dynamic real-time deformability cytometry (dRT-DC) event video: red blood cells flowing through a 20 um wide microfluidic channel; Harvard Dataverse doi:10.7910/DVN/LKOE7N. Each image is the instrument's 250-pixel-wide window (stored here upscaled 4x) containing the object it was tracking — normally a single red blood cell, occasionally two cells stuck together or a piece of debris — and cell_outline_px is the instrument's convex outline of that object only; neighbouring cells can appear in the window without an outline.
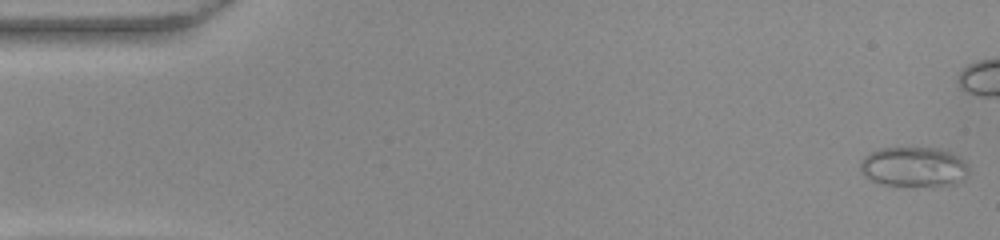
{"species": "common noctule bat (a hibernating species)", "species_latin": "Nyctalus noctula", "temperature_condition": "warm", "stored_images_in_passage": 42, "camera_frame_rate_fps": 3000, "um_per_image_px": 0.085, "animal": {"sex": "female", "body_mass_g": 22.0, "forearm_length_mm": 56.7}, "frame": {"image": 1, "passage_image": 1, "time_ms": 0.0, "image_size_px": [1000, 240], "cell_outline_px": [[968, 172], [956, 184], [936, 188], [928, 188], [880, 184], [864, 176], [860, 172], [860, 160], [864, 156], [880, 148], [940, 148], [964, 160], [968, 168]], "centroid_in_image_um": [77.65, 14.23], "position_along_channel_um": 7.3, "area_um2": 25.78}}
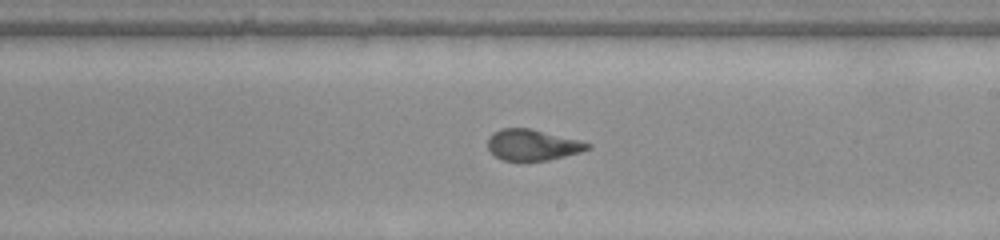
{"frame": {"image": 2, "passage_image": 30, "time_ms": 9.667, "image_size_px": [1000, 240], "cell_outline_px": [[592, 148], [580, 152], [548, 160], [500, 160], [488, 148], [488, 136], [492, 132], [500, 128], [532, 128], [592, 144]], "centroid_in_image_um": [45.24, 12.3], "position_along_channel_um": 243.8, "area_um2": 17.98}}
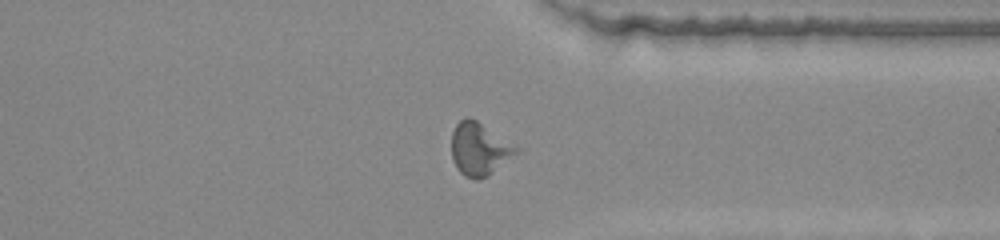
{"frame": {"image": 3, "passage_image": 40, "time_ms": 13.0, "image_size_px": [1000, 240], "cell_outline_px": [[520, 152], [488, 176], [476, 180], [464, 176], [456, 168], [452, 160], [452, 132], [456, 124], [460, 120], [468, 116], [476, 120], [520, 148]], "centroid_in_image_um": [40.75, 12.68], "position_along_channel_um": 370.7, "area_um2": 20.0}}